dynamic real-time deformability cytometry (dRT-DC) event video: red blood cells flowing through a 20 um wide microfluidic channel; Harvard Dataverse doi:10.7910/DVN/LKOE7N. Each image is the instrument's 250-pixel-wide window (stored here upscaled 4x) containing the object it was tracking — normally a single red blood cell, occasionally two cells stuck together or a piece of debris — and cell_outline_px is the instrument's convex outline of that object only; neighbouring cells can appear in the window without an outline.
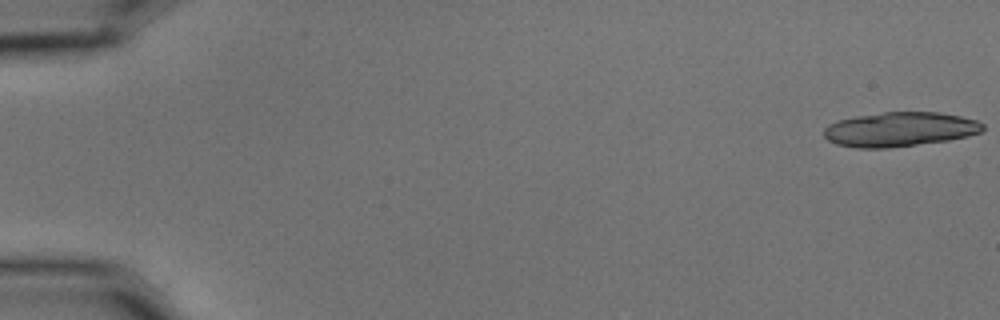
{"species": "common noctule bat (a hibernating species)", "species_latin": "Nyctalus noctula", "temperature_condition": "cold", "stored_images_in_passage": 34, "camera_frame_rate_fps": 3000, "um_per_image_px": 0.085, "animal": {"sex": "male", "body_mass_g": 15.6}, "frame": {"image": 1, "passage_image": 1, "time_ms": 0.0, "image_size_px": [1000, 320], "cell_outline_px": [[984, 128], [980, 132], [968, 136], [948, 140], [884, 148], [856, 148], [836, 144], [828, 140], [824, 136], [824, 128], [828, 124], [836, 120], [856, 116], [884, 112], [940, 112], [960, 116], [976, 120], [984, 124]], "centroid_in_image_um": [76.45, 10.98], "position_along_channel_um": 8.5, "area_um2": 31.85}}